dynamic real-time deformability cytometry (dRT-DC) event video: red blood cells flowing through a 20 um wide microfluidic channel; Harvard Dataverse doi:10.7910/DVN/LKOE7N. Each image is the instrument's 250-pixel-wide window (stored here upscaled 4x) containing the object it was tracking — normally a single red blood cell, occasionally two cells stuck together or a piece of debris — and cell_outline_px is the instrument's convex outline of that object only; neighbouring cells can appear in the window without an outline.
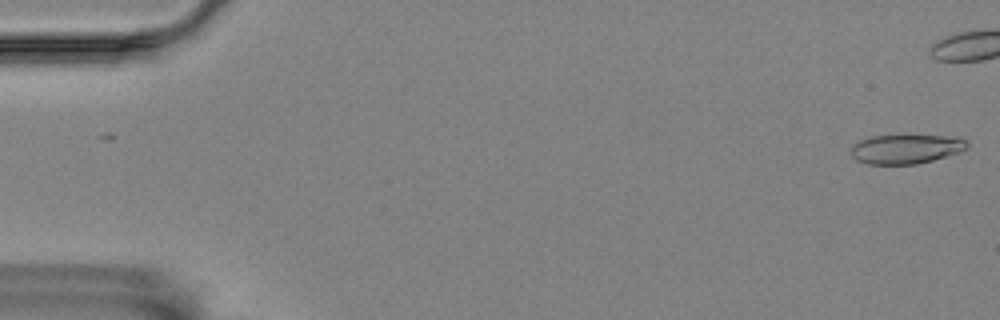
{"species": "Egyptian fruit bat (a non-hibernating species)", "species_latin": "Rousettus aegyptiacus", "temperature_condition": "room temperature", "stored_images_in_passage": 45, "camera_frame_rate_fps": 3000, "um_per_image_px": 0.085, "animal": {"sex": "female"}, "frame": {"image": 1, "passage_image": 1, "time_ms": 0.0, "image_size_px": [1000, 320], "cell_outline_px": [[968, 148], [960, 152], [932, 160], [916, 164], [868, 164], [856, 160], [852, 156], [852, 148], [860, 140], [872, 136], [944, 136], [964, 140], [968, 144]], "centroid_in_image_um": [76.99, 12.68], "position_along_channel_um": 8.0, "area_um2": 19.36}}
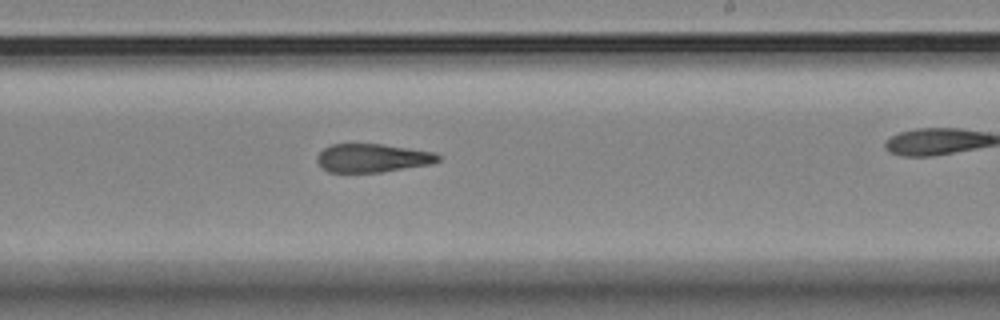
{"frame": {"image": 2, "passage_image": 34, "time_ms": 11.0, "image_size_px": [1000, 320], "cell_outline_px": [[440, 160], [432, 164], [380, 172], [328, 172], [316, 160], [316, 156], [324, 148], [332, 144], [380, 144], [436, 152], [440, 156]], "centroid_in_image_um": [31.68, 13.43], "position_along_channel_um": 257.3, "area_um2": 20.0}}
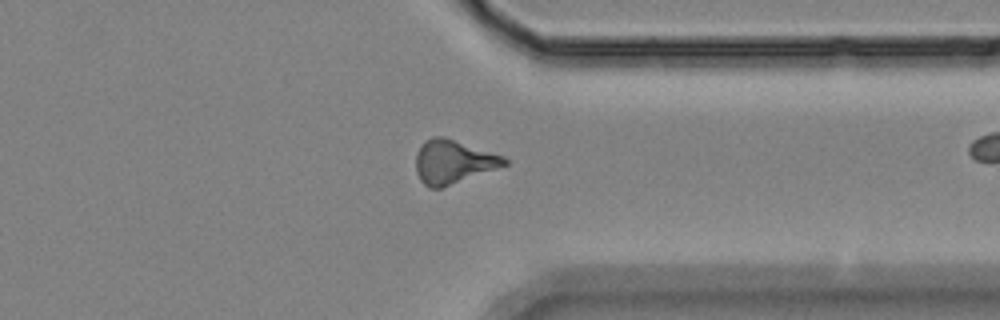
{"frame": {"image": 3, "passage_image": 44, "time_ms": 14.333, "image_size_px": [1000, 320], "cell_outline_px": [[508, 164], [440, 188], [428, 188], [420, 180], [416, 172], [416, 156], [420, 148], [432, 136], [444, 136], [504, 156], [508, 160]], "centroid_in_image_um": [38.52, 13.75], "position_along_channel_um": 372.9, "area_um2": 22.14}}